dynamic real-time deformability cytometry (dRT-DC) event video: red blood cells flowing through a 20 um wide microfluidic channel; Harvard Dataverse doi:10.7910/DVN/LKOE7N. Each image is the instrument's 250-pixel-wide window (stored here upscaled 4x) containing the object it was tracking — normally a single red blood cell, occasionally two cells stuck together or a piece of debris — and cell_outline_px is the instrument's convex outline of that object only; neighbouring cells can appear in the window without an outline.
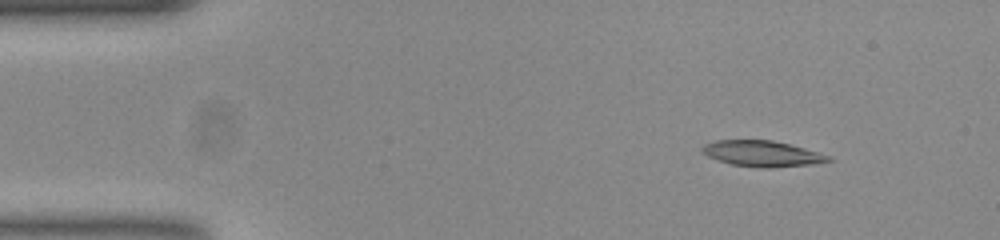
{"species": "common noctule bat (a hibernating species)", "species_latin": "Nyctalus noctula", "temperature_condition": "room temperature", "stored_images_in_passage": 48, "camera_frame_rate_fps": 3000, "um_per_image_px": 0.085, "animal": {"sex": "female", "body_mass_g": 23.0, "forearm_length_mm": 53.4}, "frame": {"image": 1, "passage_image": 1, "time_ms": 0.0, "image_size_px": [1000, 240], "cell_outline_px": [[836, 160], [812, 164], [772, 168], [760, 168], [732, 164], [716, 160], [700, 152], [700, 148], [704, 144], [716, 140], [772, 140], [804, 148], [832, 156]], "centroid_in_image_um": [64.78, 13.06], "position_along_channel_um": 20.2, "area_um2": 19.19}}
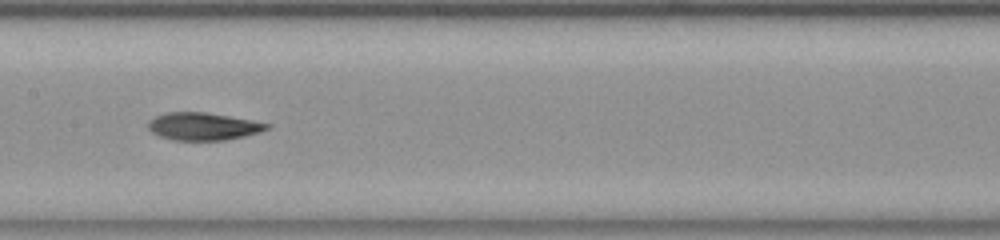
{"frame": {"image": 2, "passage_image": 21, "time_ms": 6.667, "image_size_px": [1000, 240], "cell_outline_px": [[272, 128], [260, 132], [244, 136], [224, 140], [172, 140], [160, 136], [152, 132], [148, 128], [148, 120], [156, 116], [168, 112], [204, 112], [228, 116], [272, 124]], "centroid_in_image_um": [17.28, 10.74], "position_along_channel_um": 190.1, "area_um2": 19.02}}
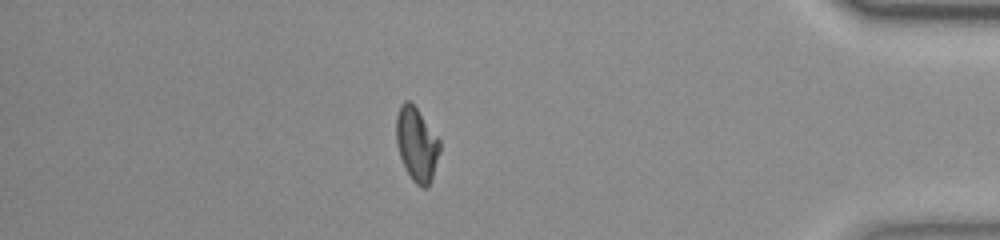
{"frame": {"image": 3, "passage_image": 41, "time_ms": 13.333, "image_size_px": [1000, 240], "cell_outline_px": [[440, 152], [432, 180], [428, 188], [420, 188], [412, 180], [400, 156], [396, 144], [396, 116], [400, 104], [404, 100], [408, 100], [416, 108], [440, 140]], "centroid_in_image_um": [35.42, 12.29], "position_along_channel_um": 399.8, "area_um2": 18.79}, "authors_computed_cell_mechanics": {"area_um2": 19.1318, "velocity_mm_per_s": 3.778, "shape_relaxation_time_tau1_ms": null, "shape_relaxation_time_tau2_ms": 4.2414, "deformation_change_tau1": null, "deformation_change_tau2": 0.0819}}